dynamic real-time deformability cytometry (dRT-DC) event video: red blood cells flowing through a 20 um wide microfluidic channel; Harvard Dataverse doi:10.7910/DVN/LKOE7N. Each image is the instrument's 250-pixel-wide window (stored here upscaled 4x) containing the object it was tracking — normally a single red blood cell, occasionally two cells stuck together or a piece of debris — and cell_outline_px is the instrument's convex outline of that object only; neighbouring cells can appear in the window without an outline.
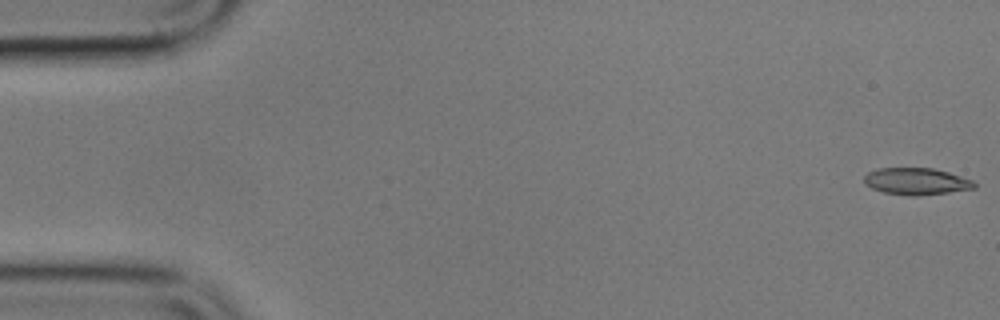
{"species": "common noctule bat (a hibernating species)", "species_latin": "Nyctalus noctula", "temperature_condition": "cold", "stored_images_in_passage": 4, "camera_frame_rate_fps": 3000, "um_per_image_px": 0.085, "animal": {"sex": "male", "body_mass_g": 17.9}, "frame": {"image": 1, "passage_image": 1, "time_ms": 0.0, "image_size_px": [1000, 320], "cell_outline_px": [[976, 188], [948, 192], [916, 196], [908, 196], [884, 192], [872, 188], [864, 184], [864, 176], [868, 172], [880, 168], [932, 168], [948, 172], [972, 180], [976, 184]], "centroid_in_image_um": [77.87, 15.42], "position_along_channel_um": 7.1, "area_um2": 17.17}}